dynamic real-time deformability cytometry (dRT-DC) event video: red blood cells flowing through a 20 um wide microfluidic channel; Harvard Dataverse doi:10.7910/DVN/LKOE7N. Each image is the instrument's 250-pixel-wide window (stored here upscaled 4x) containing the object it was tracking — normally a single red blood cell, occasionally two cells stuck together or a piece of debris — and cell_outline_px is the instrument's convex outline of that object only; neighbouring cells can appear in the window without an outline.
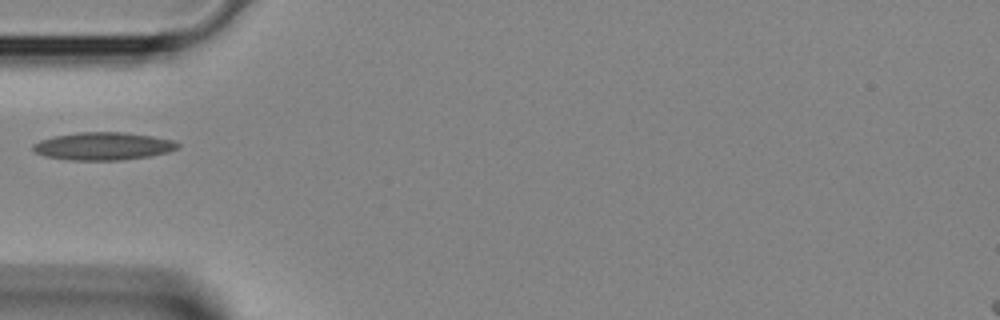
{"species": "Egyptian fruit bat (a non-hibernating species)", "species_latin": "Rousettus aegyptiacus", "temperature_condition": "room temperature", "stored_images_in_passage": 4, "camera_frame_rate_fps": 3000, "um_per_image_px": 0.085, "animal": {"sex": "female"}, "frame": {"image": 1, "passage_image": 4, "time_ms": 1.0, "image_size_px": [1000, 320], "cell_outline_px": [[180, 148], [168, 152], [152, 156], [124, 160], [72, 160], [44, 156], [36, 152], [32, 148], [32, 144], [40, 140], [52, 136], [76, 132], [124, 132], [152, 136], [176, 140], [180, 144]], "centroid_in_image_um": [8.81, 12.42], "position_along_channel_um": 76.2, "area_um2": 23.76}}